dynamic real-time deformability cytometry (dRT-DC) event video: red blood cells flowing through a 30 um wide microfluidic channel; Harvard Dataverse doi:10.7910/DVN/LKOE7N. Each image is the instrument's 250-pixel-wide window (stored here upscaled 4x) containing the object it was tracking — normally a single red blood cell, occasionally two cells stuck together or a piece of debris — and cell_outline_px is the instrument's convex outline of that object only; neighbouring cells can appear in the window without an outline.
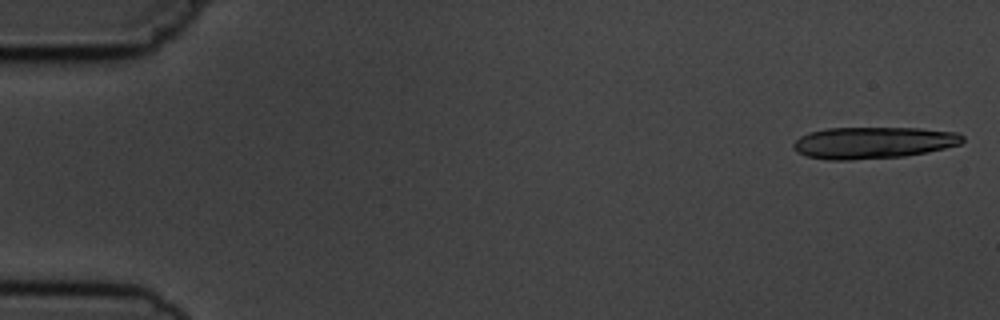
{"species": "common noctule bat (a hibernating species)", "species_latin": "Nyctalus noctula", "temperature_condition": "cold", "stored_images_in_passage": 7, "camera_frame_rate_fps": 3000, "um_per_image_px": 0.085, "animal": {"sex": "male", "body_mass_g": 19.5, "forearm_length_mm": 54.6}, "frame": {"image": 1, "passage_image": 1, "time_ms": 0.0, "image_size_px": [1000, 320], "cell_outline_px": [[964, 140], [960, 144], [928, 152], [904, 156], [848, 160], [828, 160], [808, 156], [796, 152], [792, 148], [792, 144], [800, 136], [808, 132], [828, 128], [920, 128], [956, 132], [964, 136]], "centroid_in_image_um": [74.2, 12.12], "position_along_channel_um": 10.8, "area_um2": 31.33}}
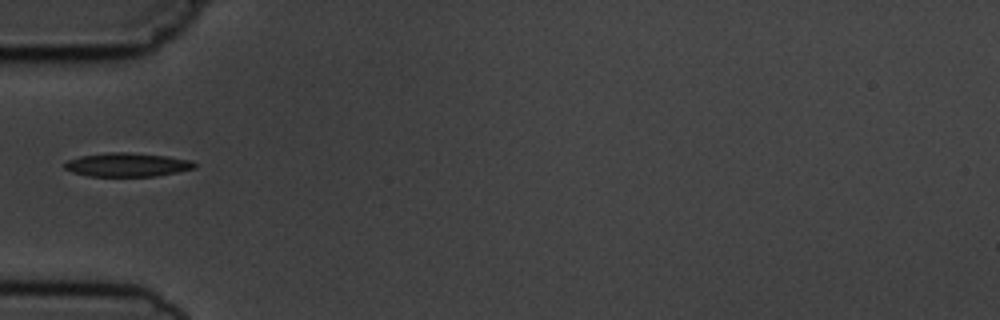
{"frame": {"image": 2, "passage_image": 6, "time_ms": 5.667, "image_size_px": [1000, 320], "cell_outline_px": [[196, 168], [156, 176], [88, 176], [72, 172], [64, 168], [64, 164], [68, 160], [80, 156], [108, 152], [128, 152], [168, 156], [192, 160], [196, 164]], "centroid_in_image_um": [10.82, 14.0], "position_along_channel_um": 74.2, "area_um2": 18.03}}
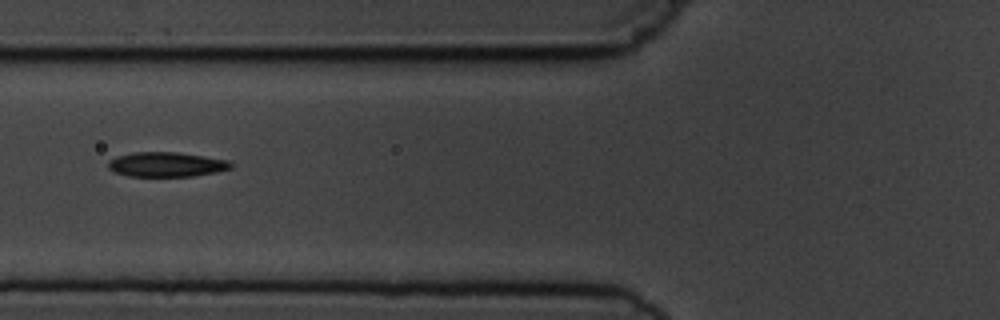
{"frame": {"image": 3, "passage_image": 7, "time_ms": 6.667, "image_size_px": [1000, 320], "cell_outline_px": [[232, 168], [216, 172], [192, 176], [128, 176], [116, 172], [108, 168], [108, 160], [116, 156], [132, 152], [176, 152], [204, 156], [228, 160], [232, 164]], "centroid_in_image_um": [14.13, 13.97], "position_along_channel_um": 111.7, "area_um2": 17.63}}